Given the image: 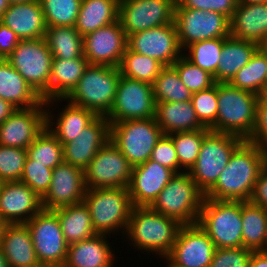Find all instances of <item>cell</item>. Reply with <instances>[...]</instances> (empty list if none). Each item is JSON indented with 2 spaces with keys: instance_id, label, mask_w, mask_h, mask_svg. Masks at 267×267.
I'll return each instance as SVG.
<instances>
[{
  "instance_id": "3",
  "label": "cell",
  "mask_w": 267,
  "mask_h": 267,
  "mask_svg": "<svg viewBox=\"0 0 267 267\" xmlns=\"http://www.w3.org/2000/svg\"><path fill=\"white\" fill-rule=\"evenodd\" d=\"M121 77L118 67L89 64L74 89L65 98H54L45 102L69 103L93 111L97 116L106 117L114 104L118 81Z\"/></svg>"
},
{
  "instance_id": "57",
  "label": "cell",
  "mask_w": 267,
  "mask_h": 267,
  "mask_svg": "<svg viewBox=\"0 0 267 267\" xmlns=\"http://www.w3.org/2000/svg\"><path fill=\"white\" fill-rule=\"evenodd\" d=\"M10 3L8 0H0V19L5 12V10L9 7Z\"/></svg>"
},
{
  "instance_id": "7",
  "label": "cell",
  "mask_w": 267,
  "mask_h": 267,
  "mask_svg": "<svg viewBox=\"0 0 267 267\" xmlns=\"http://www.w3.org/2000/svg\"><path fill=\"white\" fill-rule=\"evenodd\" d=\"M168 182L149 206L153 211L179 221L182 225L198 222L204 194L183 169Z\"/></svg>"
},
{
  "instance_id": "28",
  "label": "cell",
  "mask_w": 267,
  "mask_h": 267,
  "mask_svg": "<svg viewBox=\"0 0 267 267\" xmlns=\"http://www.w3.org/2000/svg\"><path fill=\"white\" fill-rule=\"evenodd\" d=\"M0 98L17 109L32 108L43 101L6 59H0Z\"/></svg>"
},
{
  "instance_id": "39",
  "label": "cell",
  "mask_w": 267,
  "mask_h": 267,
  "mask_svg": "<svg viewBox=\"0 0 267 267\" xmlns=\"http://www.w3.org/2000/svg\"><path fill=\"white\" fill-rule=\"evenodd\" d=\"M27 156L34 163L54 169L64 161L63 145L47 126L36 136L27 148Z\"/></svg>"
},
{
  "instance_id": "2",
  "label": "cell",
  "mask_w": 267,
  "mask_h": 267,
  "mask_svg": "<svg viewBox=\"0 0 267 267\" xmlns=\"http://www.w3.org/2000/svg\"><path fill=\"white\" fill-rule=\"evenodd\" d=\"M181 226L149 206H133L125 234L137 250L155 252L163 258L171 252Z\"/></svg>"
},
{
  "instance_id": "34",
  "label": "cell",
  "mask_w": 267,
  "mask_h": 267,
  "mask_svg": "<svg viewBox=\"0 0 267 267\" xmlns=\"http://www.w3.org/2000/svg\"><path fill=\"white\" fill-rule=\"evenodd\" d=\"M243 247L253 251H267V210L241 201Z\"/></svg>"
},
{
  "instance_id": "47",
  "label": "cell",
  "mask_w": 267,
  "mask_h": 267,
  "mask_svg": "<svg viewBox=\"0 0 267 267\" xmlns=\"http://www.w3.org/2000/svg\"><path fill=\"white\" fill-rule=\"evenodd\" d=\"M52 170L53 169L44 166V164L34 163V160L27 156L20 181L28 185L42 198L49 190L52 179Z\"/></svg>"
},
{
  "instance_id": "38",
  "label": "cell",
  "mask_w": 267,
  "mask_h": 267,
  "mask_svg": "<svg viewBox=\"0 0 267 267\" xmlns=\"http://www.w3.org/2000/svg\"><path fill=\"white\" fill-rule=\"evenodd\" d=\"M152 87L156 103L184 102L192 98V92L183 84L173 66H164Z\"/></svg>"
},
{
  "instance_id": "54",
  "label": "cell",
  "mask_w": 267,
  "mask_h": 267,
  "mask_svg": "<svg viewBox=\"0 0 267 267\" xmlns=\"http://www.w3.org/2000/svg\"><path fill=\"white\" fill-rule=\"evenodd\" d=\"M249 267H267V251H253Z\"/></svg>"
},
{
  "instance_id": "9",
  "label": "cell",
  "mask_w": 267,
  "mask_h": 267,
  "mask_svg": "<svg viewBox=\"0 0 267 267\" xmlns=\"http://www.w3.org/2000/svg\"><path fill=\"white\" fill-rule=\"evenodd\" d=\"M6 60L42 97L43 101L50 100L53 55L44 37L20 40Z\"/></svg>"
},
{
  "instance_id": "37",
  "label": "cell",
  "mask_w": 267,
  "mask_h": 267,
  "mask_svg": "<svg viewBox=\"0 0 267 267\" xmlns=\"http://www.w3.org/2000/svg\"><path fill=\"white\" fill-rule=\"evenodd\" d=\"M229 84L260 96L267 87V56L258 49L250 61L234 75Z\"/></svg>"
},
{
  "instance_id": "35",
  "label": "cell",
  "mask_w": 267,
  "mask_h": 267,
  "mask_svg": "<svg viewBox=\"0 0 267 267\" xmlns=\"http://www.w3.org/2000/svg\"><path fill=\"white\" fill-rule=\"evenodd\" d=\"M89 65L84 55L69 60L53 58L50 77V99L65 98L77 85Z\"/></svg>"
},
{
  "instance_id": "33",
  "label": "cell",
  "mask_w": 267,
  "mask_h": 267,
  "mask_svg": "<svg viewBox=\"0 0 267 267\" xmlns=\"http://www.w3.org/2000/svg\"><path fill=\"white\" fill-rule=\"evenodd\" d=\"M68 245L96 235L91 215L84 202L54 210Z\"/></svg>"
},
{
  "instance_id": "48",
  "label": "cell",
  "mask_w": 267,
  "mask_h": 267,
  "mask_svg": "<svg viewBox=\"0 0 267 267\" xmlns=\"http://www.w3.org/2000/svg\"><path fill=\"white\" fill-rule=\"evenodd\" d=\"M252 253L245 247L216 248L210 267H249Z\"/></svg>"
},
{
  "instance_id": "50",
  "label": "cell",
  "mask_w": 267,
  "mask_h": 267,
  "mask_svg": "<svg viewBox=\"0 0 267 267\" xmlns=\"http://www.w3.org/2000/svg\"><path fill=\"white\" fill-rule=\"evenodd\" d=\"M151 160L158 162L160 165L173 170L176 174L181 173V167L176 154V149L172 139L168 135H163L155 145Z\"/></svg>"
},
{
  "instance_id": "18",
  "label": "cell",
  "mask_w": 267,
  "mask_h": 267,
  "mask_svg": "<svg viewBox=\"0 0 267 267\" xmlns=\"http://www.w3.org/2000/svg\"><path fill=\"white\" fill-rule=\"evenodd\" d=\"M214 242L198 225H182L171 252L166 256L180 267H210L215 252Z\"/></svg>"
},
{
  "instance_id": "36",
  "label": "cell",
  "mask_w": 267,
  "mask_h": 267,
  "mask_svg": "<svg viewBox=\"0 0 267 267\" xmlns=\"http://www.w3.org/2000/svg\"><path fill=\"white\" fill-rule=\"evenodd\" d=\"M44 38L53 58L69 60L84 55L83 36L75 26L47 27Z\"/></svg>"
},
{
  "instance_id": "26",
  "label": "cell",
  "mask_w": 267,
  "mask_h": 267,
  "mask_svg": "<svg viewBox=\"0 0 267 267\" xmlns=\"http://www.w3.org/2000/svg\"><path fill=\"white\" fill-rule=\"evenodd\" d=\"M108 235L96 234L68 245L65 267H112L114 253L106 240Z\"/></svg>"
},
{
  "instance_id": "11",
  "label": "cell",
  "mask_w": 267,
  "mask_h": 267,
  "mask_svg": "<svg viewBox=\"0 0 267 267\" xmlns=\"http://www.w3.org/2000/svg\"><path fill=\"white\" fill-rule=\"evenodd\" d=\"M174 24L183 51L198 41L230 36V20L215 11L175 8Z\"/></svg>"
},
{
  "instance_id": "63",
  "label": "cell",
  "mask_w": 267,
  "mask_h": 267,
  "mask_svg": "<svg viewBox=\"0 0 267 267\" xmlns=\"http://www.w3.org/2000/svg\"><path fill=\"white\" fill-rule=\"evenodd\" d=\"M38 267H65L64 265H56V264H40Z\"/></svg>"
},
{
  "instance_id": "15",
  "label": "cell",
  "mask_w": 267,
  "mask_h": 267,
  "mask_svg": "<svg viewBox=\"0 0 267 267\" xmlns=\"http://www.w3.org/2000/svg\"><path fill=\"white\" fill-rule=\"evenodd\" d=\"M176 0H120L119 21L127 37L174 22Z\"/></svg>"
},
{
  "instance_id": "52",
  "label": "cell",
  "mask_w": 267,
  "mask_h": 267,
  "mask_svg": "<svg viewBox=\"0 0 267 267\" xmlns=\"http://www.w3.org/2000/svg\"><path fill=\"white\" fill-rule=\"evenodd\" d=\"M249 202L267 210V162L262 166Z\"/></svg>"
},
{
  "instance_id": "32",
  "label": "cell",
  "mask_w": 267,
  "mask_h": 267,
  "mask_svg": "<svg viewBox=\"0 0 267 267\" xmlns=\"http://www.w3.org/2000/svg\"><path fill=\"white\" fill-rule=\"evenodd\" d=\"M120 0H82L75 25L82 35L119 20Z\"/></svg>"
},
{
  "instance_id": "44",
  "label": "cell",
  "mask_w": 267,
  "mask_h": 267,
  "mask_svg": "<svg viewBox=\"0 0 267 267\" xmlns=\"http://www.w3.org/2000/svg\"><path fill=\"white\" fill-rule=\"evenodd\" d=\"M183 84L192 94L211 88L216 84L213 75L194 65L183 55L172 65Z\"/></svg>"
},
{
  "instance_id": "58",
  "label": "cell",
  "mask_w": 267,
  "mask_h": 267,
  "mask_svg": "<svg viewBox=\"0 0 267 267\" xmlns=\"http://www.w3.org/2000/svg\"><path fill=\"white\" fill-rule=\"evenodd\" d=\"M259 50L267 56V36L259 43Z\"/></svg>"
},
{
  "instance_id": "61",
  "label": "cell",
  "mask_w": 267,
  "mask_h": 267,
  "mask_svg": "<svg viewBox=\"0 0 267 267\" xmlns=\"http://www.w3.org/2000/svg\"><path fill=\"white\" fill-rule=\"evenodd\" d=\"M10 4H18V3H28L34 0H8Z\"/></svg>"
},
{
  "instance_id": "24",
  "label": "cell",
  "mask_w": 267,
  "mask_h": 267,
  "mask_svg": "<svg viewBox=\"0 0 267 267\" xmlns=\"http://www.w3.org/2000/svg\"><path fill=\"white\" fill-rule=\"evenodd\" d=\"M0 23L9 27L20 40L45 37L47 25L40 0L10 4Z\"/></svg>"
},
{
  "instance_id": "42",
  "label": "cell",
  "mask_w": 267,
  "mask_h": 267,
  "mask_svg": "<svg viewBox=\"0 0 267 267\" xmlns=\"http://www.w3.org/2000/svg\"><path fill=\"white\" fill-rule=\"evenodd\" d=\"M225 39L215 38L192 43L185 48L188 55L183 53V56L215 77Z\"/></svg>"
},
{
  "instance_id": "17",
  "label": "cell",
  "mask_w": 267,
  "mask_h": 267,
  "mask_svg": "<svg viewBox=\"0 0 267 267\" xmlns=\"http://www.w3.org/2000/svg\"><path fill=\"white\" fill-rule=\"evenodd\" d=\"M128 37L118 20L83 36V54L91 65L119 67Z\"/></svg>"
},
{
  "instance_id": "25",
  "label": "cell",
  "mask_w": 267,
  "mask_h": 267,
  "mask_svg": "<svg viewBox=\"0 0 267 267\" xmlns=\"http://www.w3.org/2000/svg\"><path fill=\"white\" fill-rule=\"evenodd\" d=\"M0 247L6 257L8 267H38L40 265L26 223L7 224Z\"/></svg>"
},
{
  "instance_id": "16",
  "label": "cell",
  "mask_w": 267,
  "mask_h": 267,
  "mask_svg": "<svg viewBox=\"0 0 267 267\" xmlns=\"http://www.w3.org/2000/svg\"><path fill=\"white\" fill-rule=\"evenodd\" d=\"M127 47L163 66H172L183 55L174 22L129 35Z\"/></svg>"
},
{
  "instance_id": "40",
  "label": "cell",
  "mask_w": 267,
  "mask_h": 267,
  "mask_svg": "<svg viewBox=\"0 0 267 267\" xmlns=\"http://www.w3.org/2000/svg\"><path fill=\"white\" fill-rule=\"evenodd\" d=\"M163 67L159 61L127 47L118 68L120 74L127 78L153 84Z\"/></svg>"
},
{
  "instance_id": "64",
  "label": "cell",
  "mask_w": 267,
  "mask_h": 267,
  "mask_svg": "<svg viewBox=\"0 0 267 267\" xmlns=\"http://www.w3.org/2000/svg\"><path fill=\"white\" fill-rule=\"evenodd\" d=\"M163 259H166V263H168V265H166L167 267H180V266L174 265L167 257H163Z\"/></svg>"
},
{
  "instance_id": "10",
  "label": "cell",
  "mask_w": 267,
  "mask_h": 267,
  "mask_svg": "<svg viewBox=\"0 0 267 267\" xmlns=\"http://www.w3.org/2000/svg\"><path fill=\"white\" fill-rule=\"evenodd\" d=\"M110 124V140L132 166L150 159L155 145L164 135L155 117Z\"/></svg>"
},
{
  "instance_id": "8",
  "label": "cell",
  "mask_w": 267,
  "mask_h": 267,
  "mask_svg": "<svg viewBox=\"0 0 267 267\" xmlns=\"http://www.w3.org/2000/svg\"><path fill=\"white\" fill-rule=\"evenodd\" d=\"M244 141L239 136L214 131L204 137L198 158L188 171L204 195L215 185L231 155Z\"/></svg>"
},
{
  "instance_id": "46",
  "label": "cell",
  "mask_w": 267,
  "mask_h": 267,
  "mask_svg": "<svg viewBox=\"0 0 267 267\" xmlns=\"http://www.w3.org/2000/svg\"><path fill=\"white\" fill-rule=\"evenodd\" d=\"M26 158L27 149L0 145V182L19 181Z\"/></svg>"
},
{
  "instance_id": "56",
  "label": "cell",
  "mask_w": 267,
  "mask_h": 267,
  "mask_svg": "<svg viewBox=\"0 0 267 267\" xmlns=\"http://www.w3.org/2000/svg\"><path fill=\"white\" fill-rule=\"evenodd\" d=\"M267 2V0H238V5H252Z\"/></svg>"
},
{
  "instance_id": "1",
  "label": "cell",
  "mask_w": 267,
  "mask_h": 267,
  "mask_svg": "<svg viewBox=\"0 0 267 267\" xmlns=\"http://www.w3.org/2000/svg\"><path fill=\"white\" fill-rule=\"evenodd\" d=\"M266 162L267 149L244 141L233 152L215 185L204 195V198L249 201L254 184Z\"/></svg>"
},
{
  "instance_id": "60",
  "label": "cell",
  "mask_w": 267,
  "mask_h": 267,
  "mask_svg": "<svg viewBox=\"0 0 267 267\" xmlns=\"http://www.w3.org/2000/svg\"><path fill=\"white\" fill-rule=\"evenodd\" d=\"M0 267H8L6 257L0 247Z\"/></svg>"
},
{
  "instance_id": "13",
  "label": "cell",
  "mask_w": 267,
  "mask_h": 267,
  "mask_svg": "<svg viewBox=\"0 0 267 267\" xmlns=\"http://www.w3.org/2000/svg\"><path fill=\"white\" fill-rule=\"evenodd\" d=\"M156 102L152 84L121 75L111 111L106 116L110 123L132 119L153 118Z\"/></svg>"
},
{
  "instance_id": "19",
  "label": "cell",
  "mask_w": 267,
  "mask_h": 267,
  "mask_svg": "<svg viewBox=\"0 0 267 267\" xmlns=\"http://www.w3.org/2000/svg\"><path fill=\"white\" fill-rule=\"evenodd\" d=\"M85 192L84 170L63 161L52 170L49 190L41 198L42 209L82 203Z\"/></svg>"
},
{
  "instance_id": "62",
  "label": "cell",
  "mask_w": 267,
  "mask_h": 267,
  "mask_svg": "<svg viewBox=\"0 0 267 267\" xmlns=\"http://www.w3.org/2000/svg\"><path fill=\"white\" fill-rule=\"evenodd\" d=\"M260 98L267 104V87L264 88Z\"/></svg>"
},
{
  "instance_id": "41",
  "label": "cell",
  "mask_w": 267,
  "mask_h": 267,
  "mask_svg": "<svg viewBox=\"0 0 267 267\" xmlns=\"http://www.w3.org/2000/svg\"><path fill=\"white\" fill-rule=\"evenodd\" d=\"M211 130L203 128L200 130L176 132L168 135L175 146L179 166L184 168L185 172L195 164L204 137Z\"/></svg>"
},
{
  "instance_id": "51",
  "label": "cell",
  "mask_w": 267,
  "mask_h": 267,
  "mask_svg": "<svg viewBox=\"0 0 267 267\" xmlns=\"http://www.w3.org/2000/svg\"><path fill=\"white\" fill-rule=\"evenodd\" d=\"M245 141L267 149V104L261 98L256 105L254 128Z\"/></svg>"
},
{
  "instance_id": "45",
  "label": "cell",
  "mask_w": 267,
  "mask_h": 267,
  "mask_svg": "<svg viewBox=\"0 0 267 267\" xmlns=\"http://www.w3.org/2000/svg\"><path fill=\"white\" fill-rule=\"evenodd\" d=\"M191 102L200 123L216 132L218 112L217 83L209 89L192 94Z\"/></svg>"
},
{
  "instance_id": "5",
  "label": "cell",
  "mask_w": 267,
  "mask_h": 267,
  "mask_svg": "<svg viewBox=\"0 0 267 267\" xmlns=\"http://www.w3.org/2000/svg\"><path fill=\"white\" fill-rule=\"evenodd\" d=\"M83 202L97 234L109 235L118 230L125 234L133 207L128 188L86 189Z\"/></svg>"
},
{
  "instance_id": "20",
  "label": "cell",
  "mask_w": 267,
  "mask_h": 267,
  "mask_svg": "<svg viewBox=\"0 0 267 267\" xmlns=\"http://www.w3.org/2000/svg\"><path fill=\"white\" fill-rule=\"evenodd\" d=\"M46 110L45 101L32 108L16 109L0 124V145L27 149L46 126Z\"/></svg>"
},
{
  "instance_id": "55",
  "label": "cell",
  "mask_w": 267,
  "mask_h": 267,
  "mask_svg": "<svg viewBox=\"0 0 267 267\" xmlns=\"http://www.w3.org/2000/svg\"><path fill=\"white\" fill-rule=\"evenodd\" d=\"M16 109L10 102L0 98V124L10 117Z\"/></svg>"
},
{
  "instance_id": "4",
  "label": "cell",
  "mask_w": 267,
  "mask_h": 267,
  "mask_svg": "<svg viewBox=\"0 0 267 267\" xmlns=\"http://www.w3.org/2000/svg\"><path fill=\"white\" fill-rule=\"evenodd\" d=\"M218 112L216 132L236 135L246 140L255 124L260 96L229 83H217Z\"/></svg>"
},
{
  "instance_id": "30",
  "label": "cell",
  "mask_w": 267,
  "mask_h": 267,
  "mask_svg": "<svg viewBox=\"0 0 267 267\" xmlns=\"http://www.w3.org/2000/svg\"><path fill=\"white\" fill-rule=\"evenodd\" d=\"M258 49L259 44L256 42L240 40L232 36L227 37L224 40L220 61L215 72V82L229 83Z\"/></svg>"
},
{
  "instance_id": "27",
  "label": "cell",
  "mask_w": 267,
  "mask_h": 267,
  "mask_svg": "<svg viewBox=\"0 0 267 267\" xmlns=\"http://www.w3.org/2000/svg\"><path fill=\"white\" fill-rule=\"evenodd\" d=\"M230 36L259 44L267 36V2L238 5L230 19Z\"/></svg>"
},
{
  "instance_id": "14",
  "label": "cell",
  "mask_w": 267,
  "mask_h": 267,
  "mask_svg": "<svg viewBox=\"0 0 267 267\" xmlns=\"http://www.w3.org/2000/svg\"><path fill=\"white\" fill-rule=\"evenodd\" d=\"M40 264L64 265L68 244L54 210L41 209L26 222Z\"/></svg>"
},
{
  "instance_id": "23",
  "label": "cell",
  "mask_w": 267,
  "mask_h": 267,
  "mask_svg": "<svg viewBox=\"0 0 267 267\" xmlns=\"http://www.w3.org/2000/svg\"><path fill=\"white\" fill-rule=\"evenodd\" d=\"M41 209V197L22 181L0 183V216L8 224L26 223Z\"/></svg>"
},
{
  "instance_id": "6",
  "label": "cell",
  "mask_w": 267,
  "mask_h": 267,
  "mask_svg": "<svg viewBox=\"0 0 267 267\" xmlns=\"http://www.w3.org/2000/svg\"><path fill=\"white\" fill-rule=\"evenodd\" d=\"M197 223L216 248L243 247L241 201L204 198Z\"/></svg>"
},
{
  "instance_id": "53",
  "label": "cell",
  "mask_w": 267,
  "mask_h": 267,
  "mask_svg": "<svg viewBox=\"0 0 267 267\" xmlns=\"http://www.w3.org/2000/svg\"><path fill=\"white\" fill-rule=\"evenodd\" d=\"M20 39L7 26L0 23V59H6L17 47Z\"/></svg>"
},
{
  "instance_id": "29",
  "label": "cell",
  "mask_w": 267,
  "mask_h": 267,
  "mask_svg": "<svg viewBox=\"0 0 267 267\" xmlns=\"http://www.w3.org/2000/svg\"><path fill=\"white\" fill-rule=\"evenodd\" d=\"M155 118L164 135L205 128L198 120L191 100L156 103Z\"/></svg>"
},
{
  "instance_id": "22",
  "label": "cell",
  "mask_w": 267,
  "mask_h": 267,
  "mask_svg": "<svg viewBox=\"0 0 267 267\" xmlns=\"http://www.w3.org/2000/svg\"><path fill=\"white\" fill-rule=\"evenodd\" d=\"M110 125L106 117L97 116L73 141L63 145L64 162L84 170L110 140Z\"/></svg>"
},
{
  "instance_id": "43",
  "label": "cell",
  "mask_w": 267,
  "mask_h": 267,
  "mask_svg": "<svg viewBox=\"0 0 267 267\" xmlns=\"http://www.w3.org/2000/svg\"><path fill=\"white\" fill-rule=\"evenodd\" d=\"M82 0H40L47 27L75 26Z\"/></svg>"
},
{
  "instance_id": "12",
  "label": "cell",
  "mask_w": 267,
  "mask_h": 267,
  "mask_svg": "<svg viewBox=\"0 0 267 267\" xmlns=\"http://www.w3.org/2000/svg\"><path fill=\"white\" fill-rule=\"evenodd\" d=\"M132 165L109 140L84 169L86 189L128 188Z\"/></svg>"
},
{
  "instance_id": "31",
  "label": "cell",
  "mask_w": 267,
  "mask_h": 267,
  "mask_svg": "<svg viewBox=\"0 0 267 267\" xmlns=\"http://www.w3.org/2000/svg\"><path fill=\"white\" fill-rule=\"evenodd\" d=\"M46 110V126L57 137L62 145L73 141L81 130L88 126L97 115L86 108L67 103L55 123L51 111ZM54 121V122H53ZM55 124V125H53ZM54 126L55 128H53Z\"/></svg>"
},
{
  "instance_id": "21",
  "label": "cell",
  "mask_w": 267,
  "mask_h": 267,
  "mask_svg": "<svg viewBox=\"0 0 267 267\" xmlns=\"http://www.w3.org/2000/svg\"><path fill=\"white\" fill-rule=\"evenodd\" d=\"M176 173L148 159L132 167L128 186L133 206H150Z\"/></svg>"
},
{
  "instance_id": "49",
  "label": "cell",
  "mask_w": 267,
  "mask_h": 267,
  "mask_svg": "<svg viewBox=\"0 0 267 267\" xmlns=\"http://www.w3.org/2000/svg\"><path fill=\"white\" fill-rule=\"evenodd\" d=\"M238 6V0H176L175 8L215 11L225 15L229 20Z\"/></svg>"
},
{
  "instance_id": "59",
  "label": "cell",
  "mask_w": 267,
  "mask_h": 267,
  "mask_svg": "<svg viewBox=\"0 0 267 267\" xmlns=\"http://www.w3.org/2000/svg\"><path fill=\"white\" fill-rule=\"evenodd\" d=\"M7 222L0 216V242L4 234V230L7 226Z\"/></svg>"
}]
</instances>
